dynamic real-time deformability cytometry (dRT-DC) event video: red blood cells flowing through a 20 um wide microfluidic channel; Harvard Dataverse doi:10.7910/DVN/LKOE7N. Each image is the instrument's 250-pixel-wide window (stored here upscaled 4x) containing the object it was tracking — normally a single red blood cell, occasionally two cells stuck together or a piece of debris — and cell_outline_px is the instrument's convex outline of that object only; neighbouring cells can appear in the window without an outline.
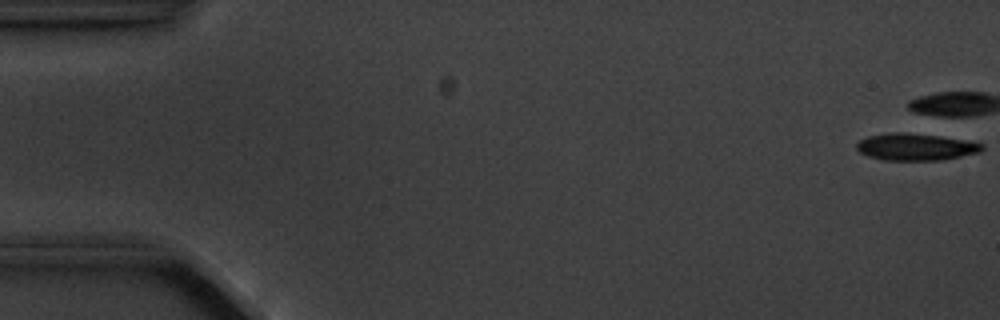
{"species": "common noctule bat (a hibernating species)", "species_latin": "Nyctalus noctula", "temperature_condition": "cold", "stored_images_in_passage": 6, "camera_frame_rate_fps": 3000, "um_per_image_px": 0.085, "animal": {"sex": "male", "body_mass_g": 20.1, "forearm_length_mm": 53.5}, "frame": {"image": 1, "passage_image": 1, "time_ms": 0.0, "image_size_px": [1000, 320], "cell_outline_px": [[984, 148], [980, 152], [940, 160], [884, 160], [868, 156], [860, 152], [856, 148], [856, 144], [860, 140], [868, 136], [892, 132], [900, 132], [940, 136], [984, 144]], "centroid_in_image_um": [77.8, 12.49], "position_along_channel_um": 7.2, "area_um2": 19.48}}